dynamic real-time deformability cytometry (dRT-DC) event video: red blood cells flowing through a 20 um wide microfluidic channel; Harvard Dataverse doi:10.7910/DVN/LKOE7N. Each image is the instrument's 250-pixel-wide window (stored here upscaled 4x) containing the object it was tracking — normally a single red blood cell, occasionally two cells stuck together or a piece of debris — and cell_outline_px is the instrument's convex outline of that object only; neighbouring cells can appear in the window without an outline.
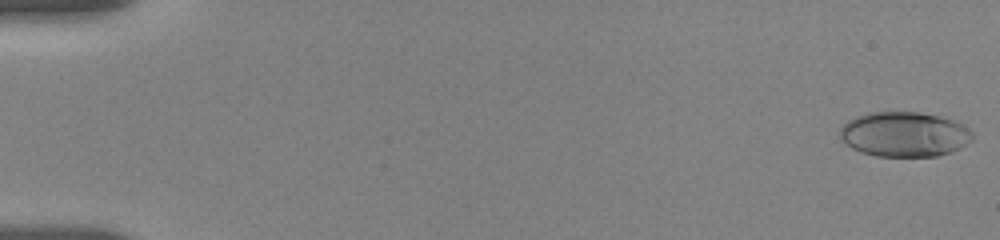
{"species": "human", "species_latin": "Homo sapiens", "temperature_condition": "room temperature", "stored_images_in_passage": 53, "camera_frame_rate_fps": 3000, "um_per_image_px": 0.085, "donor": {"sex": "female"}, "frame": {"image": 1, "passage_image": 1, "time_ms": 0.0, "image_size_px": [1000, 240], "cell_outline_px": [[972, 140], [948, 152], [936, 156], [876, 156], [852, 148], [840, 140], [840, 128], [848, 120], [856, 116], [868, 112], [916, 112], [940, 116], [952, 120], [968, 128], [972, 132]], "centroid_in_image_um": [76.81, 11.4], "position_along_channel_um": 8.2, "area_um2": 34.33}}
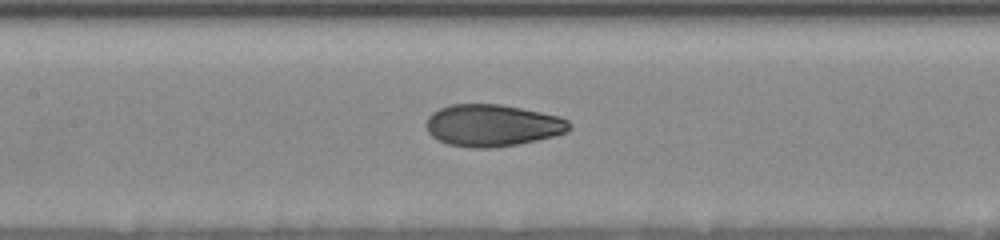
{"frame": {"image": 2, "passage_image": 26, "time_ms": 8.667, "image_size_px": [1000, 240], "cell_outline_px": [[572, 128], [568, 132], [536, 140], [516, 144], [488, 148], [476, 148], [448, 144], [432, 136], [428, 132], [424, 124], [428, 116], [432, 112], [440, 108], [452, 104], [500, 104], [560, 116], [568, 120], [572, 124]], "centroid_in_image_um": [41.85, 10.65], "position_along_channel_um": 165.5, "area_um2": 34.97}}
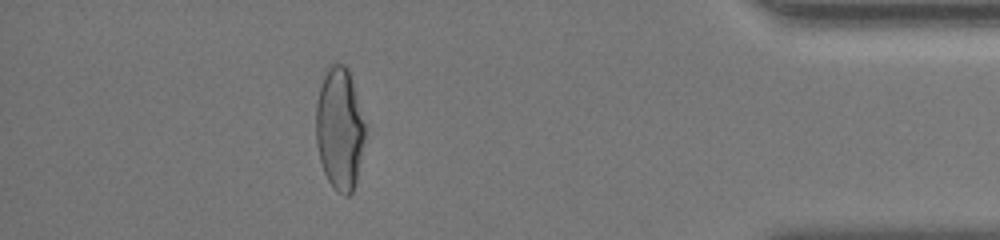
{"frame": {"image": 3, "passage_image": 47, "time_ms": 16.333, "image_size_px": [1000, 240], "cell_outline_px": [[364, 140], [356, 180], [352, 192], [348, 196], [344, 196], [336, 192], [328, 180], [324, 172], [320, 160], [316, 144], [316, 104], [320, 88], [328, 64], [344, 64], [348, 68], [364, 124]], "centroid_in_image_um": [28.84, 10.97], "position_along_channel_um": 406.4, "area_um2": 34.56}, "authors_computed_cell_mechanics": {"area_um2": 34.7378, "velocity_mm_per_s": 3.6593, "shape_relaxation_time_tau1_ms": 6.6193, "shape_relaxation_time_tau2_ms": 1.1891, "deformation_change_tau1": 0.2176, "deformation_change_tau2": 0.0644}}